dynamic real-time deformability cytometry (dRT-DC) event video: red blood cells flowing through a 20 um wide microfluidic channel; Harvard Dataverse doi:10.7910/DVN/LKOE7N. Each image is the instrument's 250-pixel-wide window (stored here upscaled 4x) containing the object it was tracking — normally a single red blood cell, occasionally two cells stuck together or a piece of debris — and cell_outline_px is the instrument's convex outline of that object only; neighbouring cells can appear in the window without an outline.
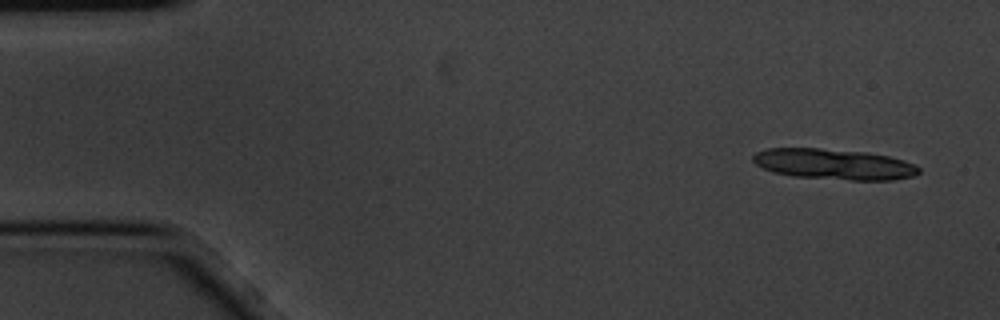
{"species": "common noctule bat (a hibernating species)", "species_latin": "Nyctalus noctula", "temperature_condition": "cold", "stored_images_in_passage": 5, "segment_of_instrument_passage": [1, 2], "camera_frame_rate_fps": 3000, "um_per_image_px": 0.085, "animal": {"sex": "male", "body_mass_g": 20.1, "forearm_length_mm": 53.5}, "frame": {"image": 1, "passage_image": 1, "time_ms": 0.0, "image_size_px": [1000, 320], "cell_outline_px": [[920, 172], [912, 176], [892, 180], [848, 180], [792, 176], [772, 172], [756, 164], [752, 160], [752, 156], [756, 152], [768, 148], [820, 148], [868, 152], [888, 156], [904, 160], [916, 164], [920, 168]], "centroid_in_image_um": [70.89, 13.95], "position_along_channel_um": 14.1, "area_um2": 29.82}}